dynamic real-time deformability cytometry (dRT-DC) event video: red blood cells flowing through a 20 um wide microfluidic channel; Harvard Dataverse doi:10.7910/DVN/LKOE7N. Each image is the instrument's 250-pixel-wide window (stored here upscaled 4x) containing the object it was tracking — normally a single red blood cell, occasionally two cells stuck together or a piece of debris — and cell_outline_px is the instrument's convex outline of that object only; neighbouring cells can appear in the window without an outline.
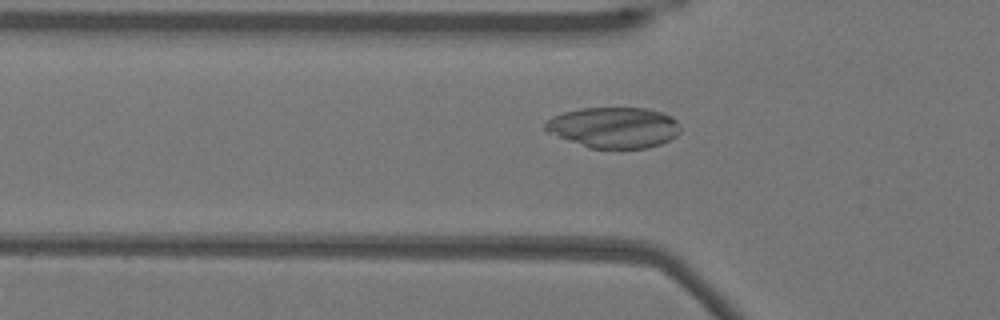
{"species": "Egyptian fruit bat (a non-hibernating species)", "species_latin": "Rousettus aegyptiacus", "temperature_condition": "warm", "stored_images_in_passage": 34, "camera_frame_rate_fps": 3000, "um_per_image_px": 0.085, "animal": {"sex": "female"}, "frame": {"image": 1, "passage_image": 8, "time_ms": 2.333, "image_size_px": [1000, 320], "cell_outline_px": [[680, 132], [676, 136], [660, 144], [648, 148], [588, 148], [544, 132], [544, 124], [552, 116], [564, 112], [580, 108], [648, 108], [664, 112], [672, 116], [680, 124]], "centroid_in_image_um": [52.17, 10.83], "position_along_channel_um": 73.6, "area_um2": 32.54}}
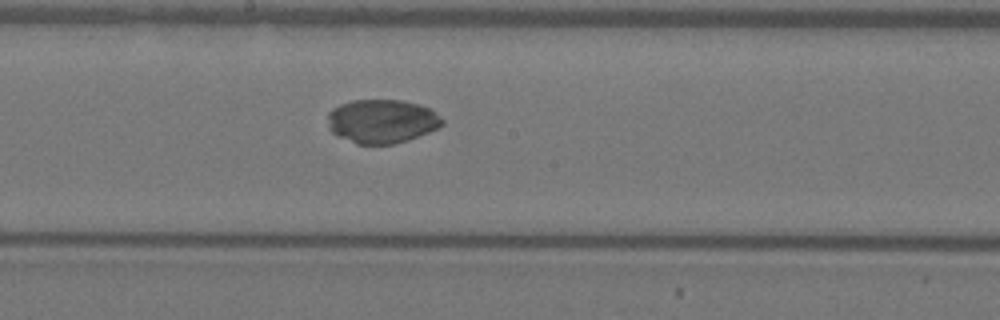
{"frame": {"image": 2, "passage_image": 19, "time_ms": 6.0, "image_size_px": [1000, 320], "cell_outline_px": [[444, 124], [440, 128], [408, 140], [392, 144], [356, 144], [332, 132], [328, 128], [328, 112], [332, 108], [340, 104], [352, 100], [400, 100], [420, 104], [428, 108], [444, 120]], "centroid_in_image_um": [32.46, 10.3], "position_along_channel_um": 215.7, "area_um2": 29.3}}
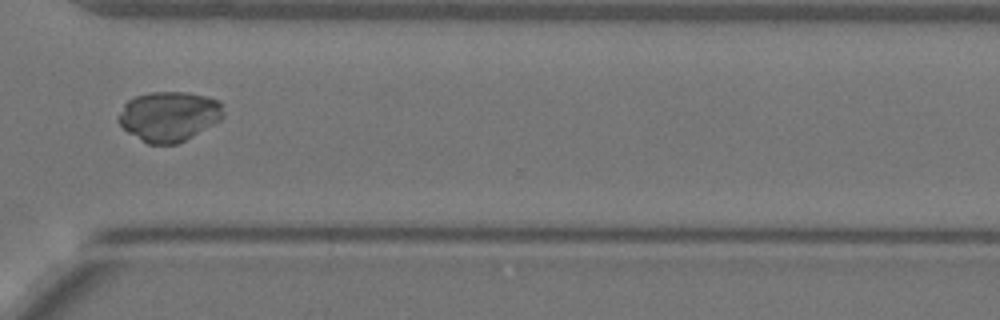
{"frame": {"image": 3, "passage_image": 30, "time_ms": 9.667, "image_size_px": [1000, 320], "cell_outline_px": [[224, 116], [220, 120], [192, 136], [176, 144], [148, 144], [128, 132], [116, 120], [116, 116], [124, 104], [128, 100], [136, 96], [152, 92], [188, 92], [220, 100], [224, 112]], "centroid_in_image_um": [14.35, 9.87], "position_along_channel_um": 356.3, "area_um2": 30.46}}